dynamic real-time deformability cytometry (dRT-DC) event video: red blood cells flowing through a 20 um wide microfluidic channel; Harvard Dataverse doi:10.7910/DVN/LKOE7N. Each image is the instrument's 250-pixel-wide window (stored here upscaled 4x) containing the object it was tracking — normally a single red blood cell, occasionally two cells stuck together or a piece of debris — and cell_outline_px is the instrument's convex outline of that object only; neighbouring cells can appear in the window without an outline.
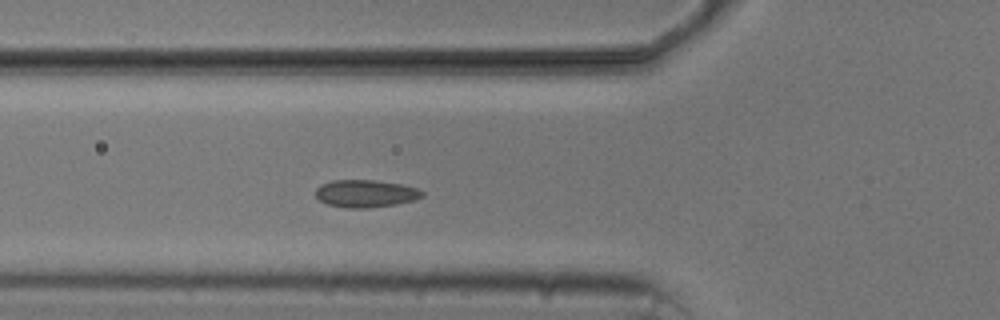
{"species": "common noctule bat (a hibernating species)", "species_latin": "Nyctalus noctula", "temperature_condition": "cold", "stored_images_in_passage": 6, "segment_of_instrument_passage": [1, 2], "camera_frame_rate_fps": 3000, "um_per_image_px": 0.085, "animal": {"sex": "male", "body_mass_g": 20.5, "forearm_length_mm": 52.5}, "frame": {"image": 1, "passage_image": 5, "time_ms": 4.667, "image_size_px": [1000, 320], "cell_outline_px": [[424, 196], [412, 200], [396, 204], [368, 208], [348, 208], [328, 204], [320, 200], [316, 196], [316, 188], [320, 184], [332, 180], [376, 180], [400, 184], [416, 188], [424, 192]], "centroid_in_image_um": [31.06, 16.44], "position_along_channel_um": 94.7, "area_um2": 16.99}}